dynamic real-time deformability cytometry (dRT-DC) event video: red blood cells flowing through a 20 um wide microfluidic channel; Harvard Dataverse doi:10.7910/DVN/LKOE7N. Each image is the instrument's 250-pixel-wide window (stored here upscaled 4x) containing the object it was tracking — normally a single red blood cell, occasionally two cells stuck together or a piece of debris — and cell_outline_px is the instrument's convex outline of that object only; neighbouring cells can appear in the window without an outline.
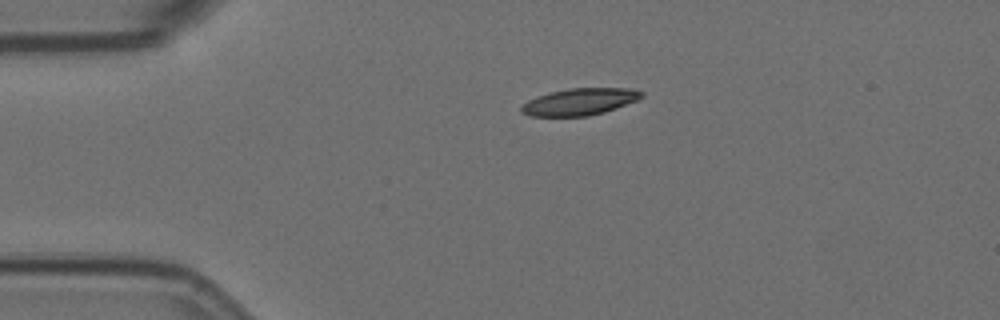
{"species": "Egyptian fruit bat (a non-hibernating species)", "species_latin": "Rousettus aegyptiacus", "temperature_condition": "room temperature", "stored_images_in_passage": 38, "camera_frame_rate_fps": 3000, "um_per_image_px": 0.085, "animal": {"sex": "female"}, "frame": {"image": 1, "passage_image": 1, "time_ms": 0.0, "image_size_px": [1000, 320], "cell_outline_px": [[644, 96], [636, 100], [604, 112], [588, 116], [528, 116], [520, 112], [520, 108], [528, 100], [536, 96], [548, 92], [568, 88], [632, 88], [644, 92]], "centroid_in_image_um": [49.24, 8.64], "position_along_channel_um": 35.8, "area_um2": 18.9}}
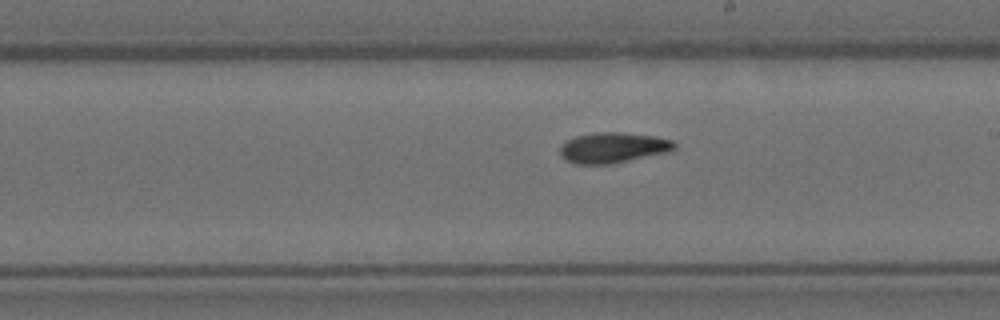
{"frame": {"image": 2, "passage_image": 21, "time_ms": 6.667, "image_size_px": [1000, 320], "cell_outline_px": [[676, 148], [664, 152], [608, 164], [576, 164], [564, 160], [560, 156], [560, 148], [564, 140], [576, 136], [596, 132], [620, 132], [656, 136], [672, 140], [676, 144]], "centroid_in_image_um": [52.03, 12.53], "position_along_channel_um": 237.0, "area_um2": 20.17}}
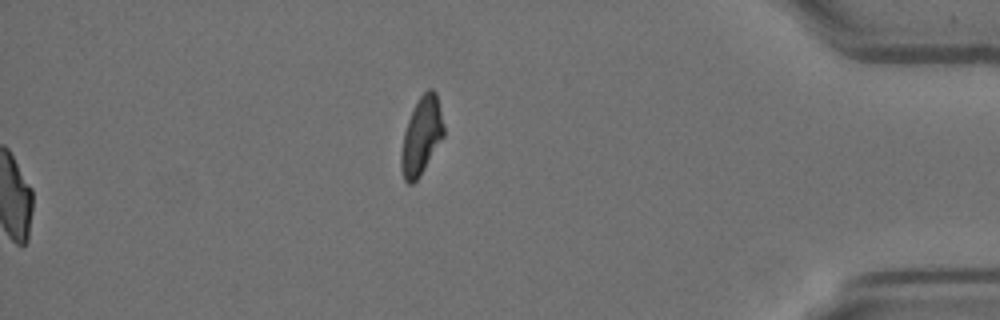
{"frame": {"image": 3, "passage_image": 38, "time_ms": 12.333, "image_size_px": [1000, 320], "cell_outline_px": [[444, 136], [420, 176], [412, 184], [408, 184], [404, 180], [400, 168], [400, 152], [404, 132], [408, 120], [420, 96], [428, 88], [432, 88], [436, 92], [444, 124]], "centroid_in_image_um": [35.82, 11.58], "position_along_channel_um": 399.4, "area_um2": 19.25}, "authors_computed_cell_mechanics": {"area_um2": 19.8832, "velocity_mm_per_s": 3.5533, "shape_relaxation_time_tau1_ms": null, "shape_relaxation_time_tau2_ms": 4.7927, "deformation_change_tau1": null, "deformation_change_tau2": 0.121}}